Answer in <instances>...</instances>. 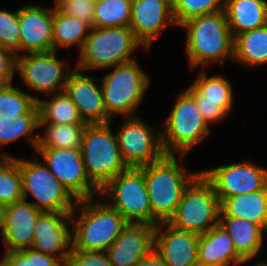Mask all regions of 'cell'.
Returning <instances> with one entry per match:
<instances>
[{
    "label": "cell",
    "mask_w": 267,
    "mask_h": 266,
    "mask_svg": "<svg viewBox=\"0 0 267 266\" xmlns=\"http://www.w3.org/2000/svg\"><path fill=\"white\" fill-rule=\"evenodd\" d=\"M198 261L225 266L246 264L237 255L233 240L220 224L199 236Z\"/></svg>",
    "instance_id": "603a6c76"
},
{
    "label": "cell",
    "mask_w": 267,
    "mask_h": 266,
    "mask_svg": "<svg viewBox=\"0 0 267 266\" xmlns=\"http://www.w3.org/2000/svg\"><path fill=\"white\" fill-rule=\"evenodd\" d=\"M66 266H113L106 252L71 249Z\"/></svg>",
    "instance_id": "ab89813d"
},
{
    "label": "cell",
    "mask_w": 267,
    "mask_h": 266,
    "mask_svg": "<svg viewBox=\"0 0 267 266\" xmlns=\"http://www.w3.org/2000/svg\"><path fill=\"white\" fill-rule=\"evenodd\" d=\"M0 266H66L55 256L42 253L33 248L21 251L4 252Z\"/></svg>",
    "instance_id": "d590c367"
},
{
    "label": "cell",
    "mask_w": 267,
    "mask_h": 266,
    "mask_svg": "<svg viewBox=\"0 0 267 266\" xmlns=\"http://www.w3.org/2000/svg\"><path fill=\"white\" fill-rule=\"evenodd\" d=\"M39 107L36 102L26 113L8 118H0V147L18 141L23 136L32 144L33 150H36L39 133Z\"/></svg>",
    "instance_id": "4316f807"
},
{
    "label": "cell",
    "mask_w": 267,
    "mask_h": 266,
    "mask_svg": "<svg viewBox=\"0 0 267 266\" xmlns=\"http://www.w3.org/2000/svg\"><path fill=\"white\" fill-rule=\"evenodd\" d=\"M51 99L39 98V123L87 124L80 117L76 105L65 91L51 94Z\"/></svg>",
    "instance_id": "f1b7e54d"
},
{
    "label": "cell",
    "mask_w": 267,
    "mask_h": 266,
    "mask_svg": "<svg viewBox=\"0 0 267 266\" xmlns=\"http://www.w3.org/2000/svg\"><path fill=\"white\" fill-rule=\"evenodd\" d=\"M177 158L165 155L155 163L140 167L150 198L152 225L170 220L185 189L201 173L189 172Z\"/></svg>",
    "instance_id": "7a4b0ae2"
},
{
    "label": "cell",
    "mask_w": 267,
    "mask_h": 266,
    "mask_svg": "<svg viewBox=\"0 0 267 266\" xmlns=\"http://www.w3.org/2000/svg\"><path fill=\"white\" fill-rule=\"evenodd\" d=\"M224 11L233 37L267 24V0H225Z\"/></svg>",
    "instance_id": "cb8c5ba5"
},
{
    "label": "cell",
    "mask_w": 267,
    "mask_h": 266,
    "mask_svg": "<svg viewBox=\"0 0 267 266\" xmlns=\"http://www.w3.org/2000/svg\"><path fill=\"white\" fill-rule=\"evenodd\" d=\"M100 197L129 223L151 224L150 198L140 167H129L119 173L100 190Z\"/></svg>",
    "instance_id": "30bf717a"
},
{
    "label": "cell",
    "mask_w": 267,
    "mask_h": 266,
    "mask_svg": "<svg viewBox=\"0 0 267 266\" xmlns=\"http://www.w3.org/2000/svg\"><path fill=\"white\" fill-rule=\"evenodd\" d=\"M19 56L53 51V8L25 4L18 9ZM22 51V52H20ZM21 53V54H20Z\"/></svg>",
    "instance_id": "2e32d148"
},
{
    "label": "cell",
    "mask_w": 267,
    "mask_h": 266,
    "mask_svg": "<svg viewBox=\"0 0 267 266\" xmlns=\"http://www.w3.org/2000/svg\"><path fill=\"white\" fill-rule=\"evenodd\" d=\"M220 211L221 203L212 184L200 173L185 189L167 223L200 236L219 224Z\"/></svg>",
    "instance_id": "ba28073f"
},
{
    "label": "cell",
    "mask_w": 267,
    "mask_h": 266,
    "mask_svg": "<svg viewBox=\"0 0 267 266\" xmlns=\"http://www.w3.org/2000/svg\"><path fill=\"white\" fill-rule=\"evenodd\" d=\"M9 154L0 153V205L3 207L23 199L17 157Z\"/></svg>",
    "instance_id": "1f68e13d"
},
{
    "label": "cell",
    "mask_w": 267,
    "mask_h": 266,
    "mask_svg": "<svg viewBox=\"0 0 267 266\" xmlns=\"http://www.w3.org/2000/svg\"><path fill=\"white\" fill-rule=\"evenodd\" d=\"M95 198L78 200L70 214L72 249L106 252L129 223L104 198Z\"/></svg>",
    "instance_id": "6da1fadb"
},
{
    "label": "cell",
    "mask_w": 267,
    "mask_h": 266,
    "mask_svg": "<svg viewBox=\"0 0 267 266\" xmlns=\"http://www.w3.org/2000/svg\"><path fill=\"white\" fill-rule=\"evenodd\" d=\"M35 152L77 200L100 196L86 173L80 149L36 148Z\"/></svg>",
    "instance_id": "4fadbf2b"
},
{
    "label": "cell",
    "mask_w": 267,
    "mask_h": 266,
    "mask_svg": "<svg viewBox=\"0 0 267 266\" xmlns=\"http://www.w3.org/2000/svg\"><path fill=\"white\" fill-rule=\"evenodd\" d=\"M186 90L194 97L197 108L209 126L227 118L228 114L217 105V102L202 101V96L192 86Z\"/></svg>",
    "instance_id": "f35d334b"
},
{
    "label": "cell",
    "mask_w": 267,
    "mask_h": 266,
    "mask_svg": "<svg viewBox=\"0 0 267 266\" xmlns=\"http://www.w3.org/2000/svg\"><path fill=\"white\" fill-rule=\"evenodd\" d=\"M172 4L173 17L178 27L191 18L225 9V0H175Z\"/></svg>",
    "instance_id": "e575fe53"
},
{
    "label": "cell",
    "mask_w": 267,
    "mask_h": 266,
    "mask_svg": "<svg viewBox=\"0 0 267 266\" xmlns=\"http://www.w3.org/2000/svg\"><path fill=\"white\" fill-rule=\"evenodd\" d=\"M99 77L83 74L74 67L66 82L65 92L76 105L80 117L87 124L112 123L107 115Z\"/></svg>",
    "instance_id": "e0dca14e"
},
{
    "label": "cell",
    "mask_w": 267,
    "mask_h": 266,
    "mask_svg": "<svg viewBox=\"0 0 267 266\" xmlns=\"http://www.w3.org/2000/svg\"><path fill=\"white\" fill-rule=\"evenodd\" d=\"M212 184L220 203L226 198L263 190L267 186V168L252 160L200 170Z\"/></svg>",
    "instance_id": "5bb4252c"
},
{
    "label": "cell",
    "mask_w": 267,
    "mask_h": 266,
    "mask_svg": "<svg viewBox=\"0 0 267 266\" xmlns=\"http://www.w3.org/2000/svg\"><path fill=\"white\" fill-rule=\"evenodd\" d=\"M70 214L66 212H41L34 225V239L31 248L55 256L67 265L72 249Z\"/></svg>",
    "instance_id": "9a60e30c"
},
{
    "label": "cell",
    "mask_w": 267,
    "mask_h": 266,
    "mask_svg": "<svg viewBox=\"0 0 267 266\" xmlns=\"http://www.w3.org/2000/svg\"><path fill=\"white\" fill-rule=\"evenodd\" d=\"M3 215H4V207L0 205V237L3 231Z\"/></svg>",
    "instance_id": "7bdbcfd3"
},
{
    "label": "cell",
    "mask_w": 267,
    "mask_h": 266,
    "mask_svg": "<svg viewBox=\"0 0 267 266\" xmlns=\"http://www.w3.org/2000/svg\"><path fill=\"white\" fill-rule=\"evenodd\" d=\"M110 127L111 122L87 124L80 146L86 173L99 190L129 168L122 159L116 134Z\"/></svg>",
    "instance_id": "8992f818"
},
{
    "label": "cell",
    "mask_w": 267,
    "mask_h": 266,
    "mask_svg": "<svg viewBox=\"0 0 267 266\" xmlns=\"http://www.w3.org/2000/svg\"><path fill=\"white\" fill-rule=\"evenodd\" d=\"M156 225L128 223L106 253L113 266H135L155 246Z\"/></svg>",
    "instance_id": "d6986e66"
},
{
    "label": "cell",
    "mask_w": 267,
    "mask_h": 266,
    "mask_svg": "<svg viewBox=\"0 0 267 266\" xmlns=\"http://www.w3.org/2000/svg\"><path fill=\"white\" fill-rule=\"evenodd\" d=\"M99 79L107 115L112 120L117 115L136 116L133 112L143 101L151 80L139 62L135 59L113 66V71Z\"/></svg>",
    "instance_id": "52a82bcc"
},
{
    "label": "cell",
    "mask_w": 267,
    "mask_h": 266,
    "mask_svg": "<svg viewBox=\"0 0 267 266\" xmlns=\"http://www.w3.org/2000/svg\"><path fill=\"white\" fill-rule=\"evenodd\" d=\"M135 266H167L162 257L154 249Z\"/></svg>",
    "instance_id": "b9f144b4"
},
{
    "label": "cell",
    "mask_w": 267,
    "mask_h": 266,
    "mask_svg": "<svg viewBox=\"0 0 267 266\" xmlns=\"http://www.w3.org/2000/svg\"><path fill=\"white\" fill-rule=\"evenodd\" d=\"M95 0H55L54 7L93 27Z\"/></svg>",
    "instance_id": "74e56055"
},
{
    "label": "cell",
    "mask_w": 267,
    "mask_h": 266,
    "mask_svg": "<svg viewBox=\"0 0 267 266\" xmlns=\"http://www.w3.org/2000/svg\"><path fill=\"white\" fill-rule=\"evenodd\" d=\"M234 60L251 69L267 64V24L234 37Z\"/></svg>",
    "instance_id": "484cf974"
},
{
    "label": "cell",
    "mask_w": 267,
    "mask_h": 266,
    "mask_svg": "<svg viewBox=\"0 0 267 266\" xmlns=\"http://www.w3.org/2000/svg\"><path fill=\"white\" fill-rule=\"evenodd\" d=\"M87 124H49L39 123L44 127L39 134L37 148L80 149L83 132Z\"/></svg>",
    "instance_id": "4dcf8cb0"
},
{
    "label": "cell",
    "mask_w": 267,
    "mask_h": 266,
    "mask_svg": "<svg viewBox=\"0 0 267 266\" xmlns=\"http://www.w3.org/2000/svg\"><path fill=\"white\" fill-rule=\"evenodd\" d=\"M199 235L158 223L154 249L167 266H193L198 261Z\"/></svg>",
    "instance_id": "44dd1931"
},
{
    "label": "cell",
    "mask_w": 267,
    "mask_h": 266,
    "mask_svg": "<svg viewBox=\"0 0 267 266\" xmlns=\"http://www.w3.org/2000/svg\"><path fill=\"white\" fill-rule=\"evenodd\" d=\"M91 27L78 18L63 14L53 7V51L59 48H68L72 45L79 48L80 52L85 40L89 35Z\"/></svg>",
    "instance_id": "83f0119b"
},
{
    "label": "cell",
    "mask_w": 267,
    "mask_h": 266,
    "mask_svg": "<svg viewBox=\"0 0 267 266\" xmlns=\"http://www.w3.org/2000/svg\"><path fill=\"white\" fill-rule=\"evenodd\" d=\"M193 266H225V265L204 263V262L197 261Z\"/></svg>",
    "instance_id": "ee69618b"
},
{
    "label": "cell",
    "mask_w": 267,
    "mask_h": 266,
    "mask_svg": "<svg viewBox=\"0 0 267 266\" xmlns=\"http://www.w3.org/2000/svg\"><path fill=\"white\" fill-rule=\"evenodd\" d=\"M58 51L26 53L16 57V73L31 91L49 96L65 90L69 74L74 70L58 58ZM71 68V69H70Z\"/></svg>",
    "instance_id": "8fae6325"
},
{
    "label": "cell",
    "mask_w": 267,
    "mask_h": 266,
    "mask_svg": "<svg viewBox=\"0 0 267 266\" xmlns=\"http://www.w3.org/2000/svg\"><path fill=\"white\" fill-rule=\"evenodd\" d=\"M132 0H104L95 2L93 27L129 26Z\"/></svg>",
    "instance_id": "d6a6232c"
},
{
    "label": "cell",
    "mask_w": 267,
    "mask_h": 266,
    "mask_svg": "<svg viewBox=\"0 0 267 266\" xmlns=\"http://www.w3.org/2000/svg\"><path fill=\"white\" fill-rule=\"evenodd\" d=\"M173 25L177 27L169 0H132L129 27L146 51L166 27Z\"/></svg>",
    "instance_id": "ac0fdd59"
},
{
    "label": "cell",
    "mask_w": 267,
    "mask_h": 266,
    "mask_svg": "<svg viewBox=\"0 0 267 266\" xmlns=\"http://www.w3.org/2000/svg\"><path fill=\"white\" fill-rule=\"evenodd\" d=\"M254 266H267V260L264 261L263 259L262 260L258 259L257 263L255 262Z\"/></svg>",
    "instance_id": "f6af8a7d"
},
{
    "label": "cell",
    "mask_w": 267,
    "mask_h": 266,
    "mask_svg": "<svg viewBox=\"0 0 267 266\" xmlns=\"http://www.w3.org/2000/svg\"><path fill=\"white\" fill-rule=\"evenodd\" d=\"M163 124V151L166 155H179L180 161L212 132L197 108L194 97L187 90L177 96Z\"/></svg>",
    "instance_id": "5b68a950"
},
{
    "label": "cell",
    "mask_w": 267,
    "mask_h": 266,
    "mask_svg": "<svg viewBox=\"0 0 267 266\" xmlns=\"http://www.w3.org/2000/svg\"><path fill=\"white\" fill-rule=\"evenodd\" d=\"M16 72V55L0 45V85L13 83Z\"/></svg>",
    "instance_id": "60d3db41"
},
{
    "label": "cell",
    "mask_w": 267,
    "mask_h": 266,
    "mask_svg": "<svg viewBox=\"0 0 267 266\" xmlns=\"http://www.w3.org/2000/svg\"><path fill=\"white\" fill-rule=\"evenodd\" d=\"M186 30V54L192 70L208 63L233 60L234 37L230 31L225 11L191 18L182 23Z\"/></svg>",
    "instance_id": "3957f363"
},
{
    "label": "cell",
    "mask_w": 267,
    "mask_h": 266,
    "mask_svg": "<svg viewBox=\"0 0 267 266\" xmlns=\"http://www.w3.org/2000/svg\"><path fill=\"white\" fill-rule=\"evenodd\" d=\"M17 164L24 200L28 201V195H31L35 202L30 203L42 212L71 213L74 210L78 200L43 162L38 161L37 156L32 160L18 157Z\"/></svg>",
    "instance_id": "9c48e42d"
},
{
    "label": "cell",
    "mask_w": 267,
    "mask_h": 266,
    "mask_svg": "<svg viewBox=\"0 0 267 266\" xmlns=\"http://www.w3.org/2000/svg\"><path fill=\"white\" fill-rule=\"evenodd\" d=\"M221 210L230 217L248 220L267 232V186L263 190L226 198Z\"/></svg>",
    "instance_id": "d4e9b609"
},
{
    "label": "cell",
    "mask_w": 267,
    "mask_h": 266,
    "mask_svg": "<svg viewBox=\"0 0 267 266\" xmlns=\"http://www.w3.org/2000/svg\"><path fill=\"white\" fill-rule=\"evenodd\" d=\"M30 201L24 199L4 207L1 238L5 252L31 248L34 239V225L41 214Z\"/></svg>",
    "instance_id": "ffe728a7"
},
{
    "label": "cell",
    "mask_w": 267,
    "mask_h": 266,
    "mask_svg": "<svg viewBox=\"0 0 267 266\" xmlns=\"http://www.w3.org/2000/svg\"><path fill=\"white\" fill-rule=\"evenodd\" d=\"M198 74L191 86L202 96V101L217 102L228 115L232 113L234 96L231 82L220 74L207 77L206 68Z\"/></svg>",
    "instance_id": "f546056e"
},
{
    "label": "cell",
    "mask_w": 267,
    "mask_h": 266,
    "mask_svg": "<svg viewBox=\"0 0 267 266\" xmlns=\"http://www.w3.org/2000/svg\"><path fill=\"white\" fill-rule=\"evenodd\" d=\"M219 224L229 234L237 255L245 262L258 256L263 246V236L265 230L248 220L227 216L222 210L220 211Z\"/></svg>",
    "instance_id": "7402d4cb"
},
{
    "label": "cell",
    "mask_w": 267,
    "mask_h": 266,
    "mask_svg": "<svg viewBox=\"0 0 267 266\" xmlns=\"http://www.w3.org/2000/svg\"><path fill=\"white\" fill-rule=\"evenodd\" d=\"M19 24L18 9L14 12L0 10V39L1 46L19 56Z\"/></svg>",
    "instance_id": "8d00e7d4"
},
{
    "label": "cell",
    "mask_w": 267,
    "mask_h": 266,
    "mask_svg": "<svg viewBox=\"0 0 267 266\" xmlns=\"http://www.w3.org/2000/svg\"><path fill=\"white\" fill-rule=\"evenodd\" d=\"M116 134L122 159L128 167L139 168L161 160L163 151L161 131L136 116L125 117Z\"/></svg>",
    "instance_id": "7c38bea8"
},
{
    "label": "cell",
    "mask_w": 267,
    "mask_h": 266,
    "mask_svg": "<svg viewBox=\"0 0 267 266\" xmlns=\"http://www.w3.org/2000/svg\"><path fill=\"white\" fill-rule=\"evenodd\" d=\"M38 96L26 93L18 87L0 85V118L16 117L26 113L37 101Z\"/></svg>",
    "instance_id": "836d02e7"
},
{
    "label": "cell",
    "mask_w": 267,
    "mask_h": 266,
    "mask_svg": "<svg viewBox=\"0 0 267 266\" xmlns=\"http://www.w3.org/2000/svg\"><path fill=\"white\" fill-rule=\"evenodd\" d=\"M129 26L92 27L75 68L79 70L111 69L135 60L131 55L139 47L146 49Z\"/></svg>",
    "instance_id": "277c9868"
}]
</instances>
